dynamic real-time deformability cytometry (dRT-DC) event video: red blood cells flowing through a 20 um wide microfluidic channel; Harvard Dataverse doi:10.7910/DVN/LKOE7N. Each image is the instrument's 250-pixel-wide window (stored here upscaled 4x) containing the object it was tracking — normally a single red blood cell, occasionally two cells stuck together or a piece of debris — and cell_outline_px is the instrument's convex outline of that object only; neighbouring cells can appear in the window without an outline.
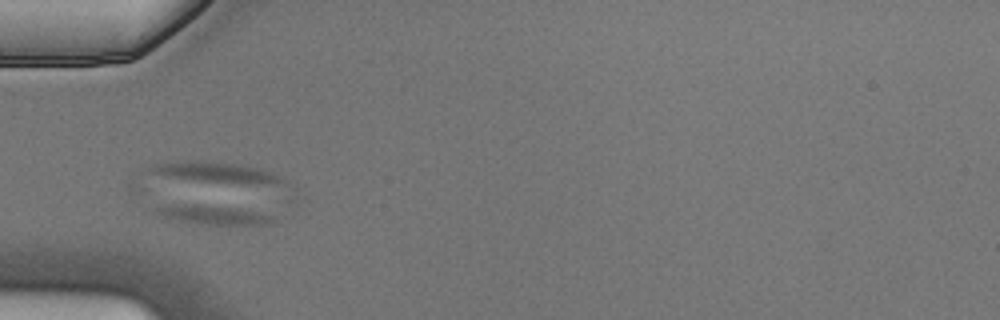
{"species": "Egyptian fruit bat (a non-hibernating species)", "species_latin": "Rousettus aegyptiacus", "temperature_condition": "cold", "stored_images_in_passage": 4, "camera_frame_rate_fps": 3000, "um_per_image_px": 0.085, "animal": {"sex": "male"}, "frame": {"image": 1, "passage_image": 4, "time_ms": 1.0, "image_size_px": [1000, 320], "cell_outline_px": [[284, 216], [268, 224], [204, 224], [176, 220], [164, 216], [156, 212], [152, 208], [176, 204], [184, 204], [236, 208]], "centroid_in_image_um": [18.28, 18.26], "position_along_channel_um": 66.7, "area_um2": 12.83}}